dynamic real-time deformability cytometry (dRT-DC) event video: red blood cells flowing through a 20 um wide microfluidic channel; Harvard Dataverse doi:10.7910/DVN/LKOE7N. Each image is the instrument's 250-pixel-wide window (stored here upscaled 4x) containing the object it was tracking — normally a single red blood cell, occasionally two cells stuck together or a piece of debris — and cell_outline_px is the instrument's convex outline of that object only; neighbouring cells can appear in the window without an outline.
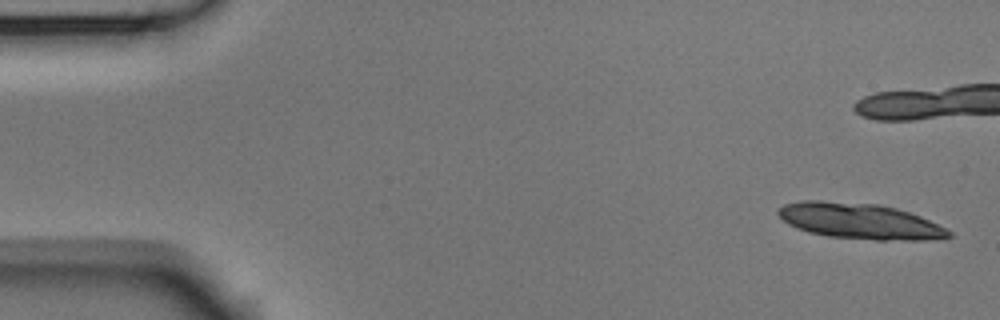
{"species": "Egyptian fruit bat (a non-hibernating species)", "species_latin": "Rousettus aegyptiacus", "temperature_condition": "room temperature", "stored_images_in_passage": 5, "camera_frame_rate_fps": 3000, "um_per_image_px": 0.085, "animal": {"sex": "male"}, "frame": {"image": 1, "passage_image": 1, "time_ms": 0.0, "image_size_px": [1000, 320], "cell_outline_px": [[952, 236], [924, 240], [876, 240], [828, 236], [808, 232], [796, 228], [788, 224], [776, 212], [784, 204], [804, 200], [820, 200], [876, 204], [896, 208], [920, 216], [952, 232]], "centroid_in_image_um": [73.04, 18.79], "position_along_channel_um": 12.0, "area_um2": 35.26}}